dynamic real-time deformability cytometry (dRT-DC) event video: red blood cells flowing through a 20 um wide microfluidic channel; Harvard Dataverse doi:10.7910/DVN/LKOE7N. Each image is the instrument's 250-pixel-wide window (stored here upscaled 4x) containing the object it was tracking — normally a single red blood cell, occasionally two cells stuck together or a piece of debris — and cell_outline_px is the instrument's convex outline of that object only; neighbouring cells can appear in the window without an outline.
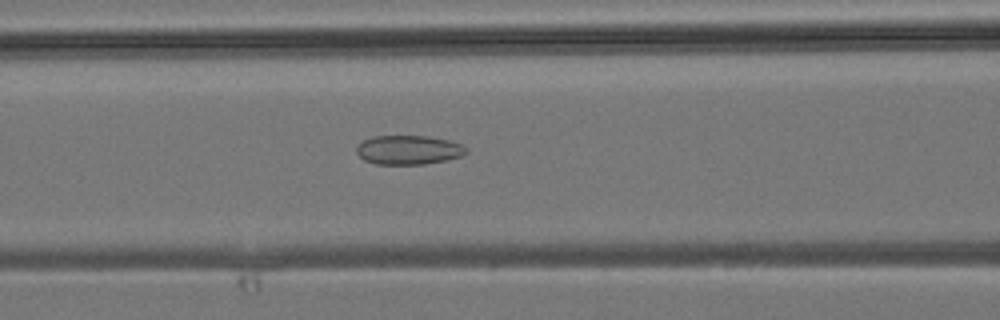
{"species": "common noctule bat (a hibernating species)", "species_latin": "Nyctalus noctula", "temperature_condition": "room temperature", "stored_images_in_passage": 42, "camera_frame_rate_fps": 3000, "um_per_image_px": 0.085, "animal": {"sex": "male", "body_mass_g": 19.2, "forearm_length_mm": 51.8}, "frame": {"image": 1, "passage_image": 17, "time_ms": 5.333, "image_size_px": [1000, 320], "cell_outline_px": [[468, 152], [460, 156], [444, 160], [424, 164], [376, 164], [364, 160], [356, 152], [356, 148], [364, 140], [372, 136], [428, 136], [448, 140], [460, 144], [468, 148]], "centroid_in_image_um": [34.72, 12.74], "position_along_channel_um": 131.9, "area_um2": 18.5}}
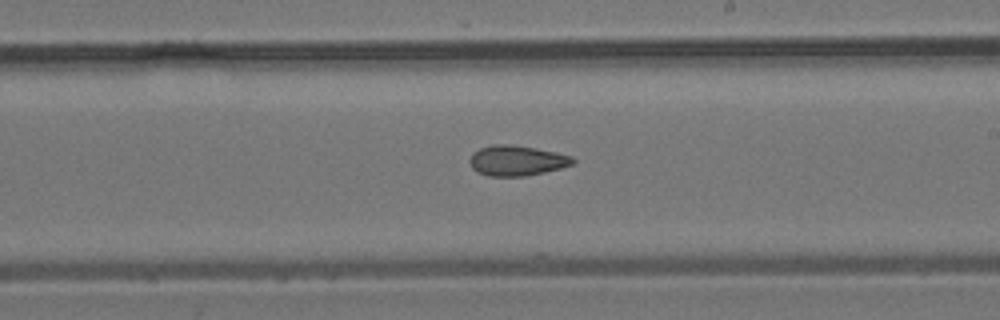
{"frame": {"image": 2, "passage_image": 24, "time_ms": 7.667, "image_size_px": [1000, 320], "cell_outline_px": [[576, 160], [572, 164], [560, 168], [544, 172], [524, 176], [488, 176], [476, 172], [472, 168], [468, 160], [472, 152], [480, 148], [492, 144], [512, 144], [536, 148], [556, 152], [572, 156]], "centroid_in_image_um": [43.88, 13.64], "position_along_channel_um": 245.1, "area_um2": 18.38}}
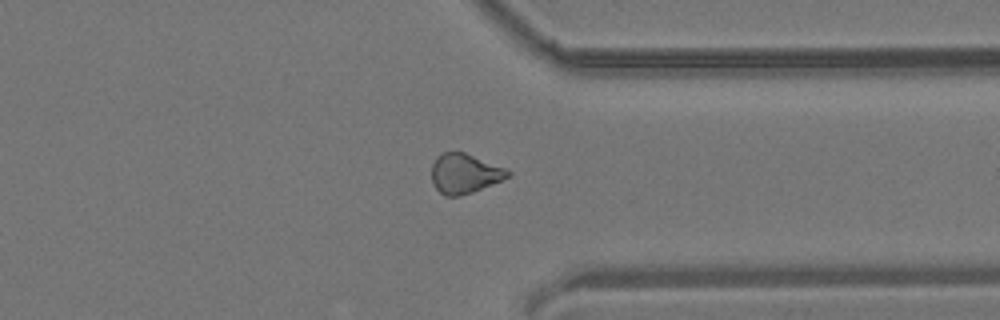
{"frame": {"image": 3, "passage_image": 32, "time_ms": 10.333, "image_size_px": [1000, 320], "cell_outline_px": [[512, 172], [504, 180], [472, 192], [460, 196], [444, 196], [436, 188], [432, 180], [432, 164], [436, 156], [444, 152], [464, 152], [504, 168]], "centroid_in_image_um": [39.48, 14.76], "position_along_channel_um": 371.9, "area_um2": 17.51}}